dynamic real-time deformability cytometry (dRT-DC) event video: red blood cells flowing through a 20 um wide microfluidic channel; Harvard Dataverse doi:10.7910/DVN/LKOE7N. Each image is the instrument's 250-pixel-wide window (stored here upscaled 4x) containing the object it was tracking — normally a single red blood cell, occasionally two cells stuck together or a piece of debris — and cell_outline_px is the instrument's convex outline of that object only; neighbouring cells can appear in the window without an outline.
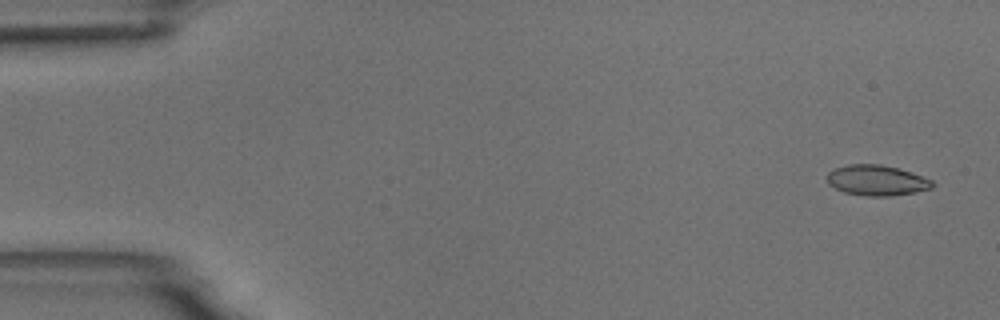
{"species": "common noctule bat (a hibernating species)", "species_latin": "Nyctalus noctula", "temperature_condition": "room temperature", "stored_images_in_passage": 4, "camera_frame_rate_fps": 3000, "um_per_image_px": 0.085, "animal": {"sex": "male", "body_mass_g": 18.8}, "frame": {"image": 1, "passage_image": 1, "time_ms": 0.0, "image_size_px": [1000, 320], "cell_outline_px": [[936, 184], [932, 188], [916, 192], [888, 196], [868, 196], [844, 192], [828, 184], [828, 172], [836, 168], [848, 164], [880, 164], [896, 168], [932, 180]], "centroid_in_image_um": [74.52, 15.33], "position_along_channel_um": 10.5, "area_um2": 18.44}}
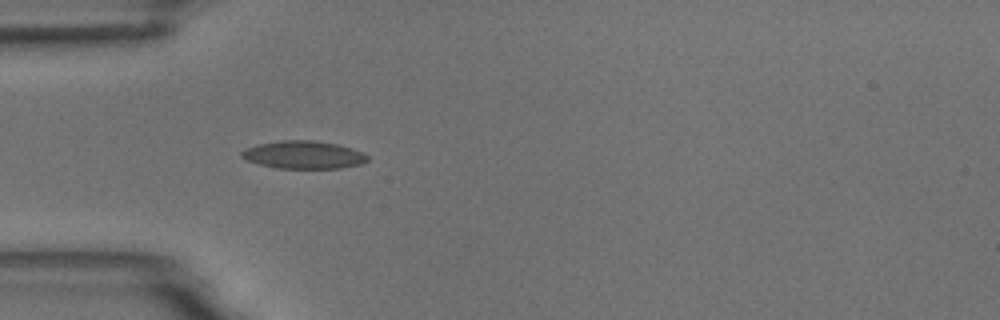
{"frame": {"image": 2, "passage_image": 4, "time_ms": 4.667, "image_size_px": [1000, 320], "cell_outline_px": [[368, 160], [360, 164], [340, 168], [276, 168], [244, 160], [240, 156], [240, 152], [244, 148], [256, 144], [280, 140], [312, 140], [336, 144], [360, 152], [368, 156]], "centroid_in_image_um": [25.71, 13.16], "position_along_channel_um": 59.3, "area_um2": 20.35}}